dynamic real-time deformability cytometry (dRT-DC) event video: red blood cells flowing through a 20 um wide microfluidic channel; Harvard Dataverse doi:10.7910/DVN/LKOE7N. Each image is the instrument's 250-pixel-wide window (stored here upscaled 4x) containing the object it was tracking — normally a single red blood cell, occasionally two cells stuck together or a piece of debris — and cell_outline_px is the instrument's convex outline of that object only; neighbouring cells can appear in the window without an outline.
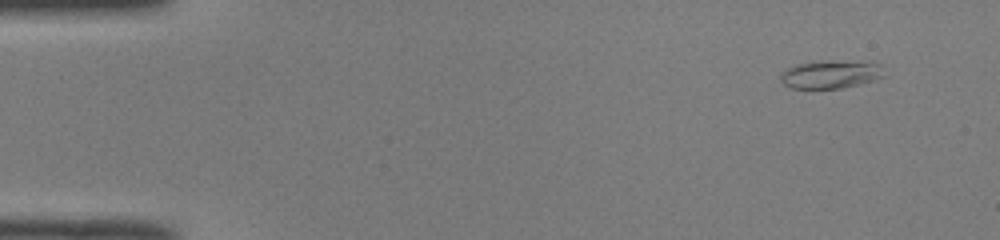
{"species": "common noctule bat (a hibernating species)", "species_latin": "Nyctalus noctula", "temperature_condition": "room temperature", "stored_images_in_passage": 48, "camera_frame_rate_fps": 3000, "um_per_image_px": 0.085, "animal": {"sex": "male", "body_mass_g": 19.0, "forearm_length_mm": 50.8}, "frame": {"image": 1, "passage_image": 1, "time_ms": 0.0, "image_size_px": [1000, 240], "cell_outline_px": [[888, 76], [876, 80], [860, 84], [840, 88], [792, 88], [784, 84], [780, 80], [780, 72], [796, 64], [820, 60], [880, 64]], "centroid_in_image_um": [70.62, 6.32], "position_along_channel_um": 14.4, "area_um2": 16.99}}
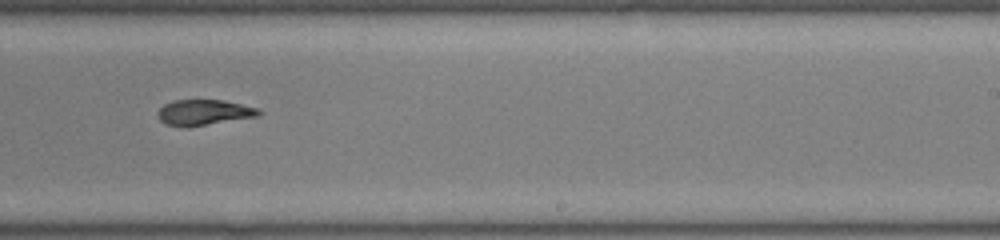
{"frame": {"image": 2, "passage_image": 29, "time_ms": 9.333, "image_size_px": [1000, 240], "cell_outline_px": [[260, 116], [204, 124], [168, 124], [160, 120], [156, 112], [164, 104], [172, 100], [224, 100], [260, 108]], "centroid_in_image_um": [17.38, 9.5], "position_along_channel_um": 271.6, "area_um2": 14.45}}
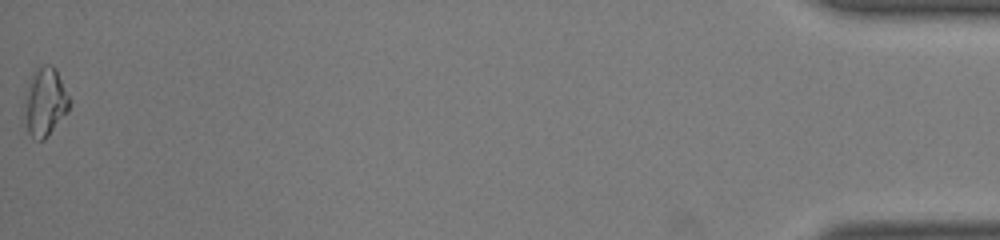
{"frame": {"image": 3, "passage_image": 48, "time_ms": 15.667, "image_size_px": [1000, 240], "cell_outline_px": [[68, 112], [44, 140], [36, 140], [28, 132], [28, 92], [32, 72], [44, 64], [52, 64], [56, 68], [68, 96]], "centroid_in_image_um": [3.9, 8.64], "position_along_channel_um": 431.3, "area_um2": 16.82}}